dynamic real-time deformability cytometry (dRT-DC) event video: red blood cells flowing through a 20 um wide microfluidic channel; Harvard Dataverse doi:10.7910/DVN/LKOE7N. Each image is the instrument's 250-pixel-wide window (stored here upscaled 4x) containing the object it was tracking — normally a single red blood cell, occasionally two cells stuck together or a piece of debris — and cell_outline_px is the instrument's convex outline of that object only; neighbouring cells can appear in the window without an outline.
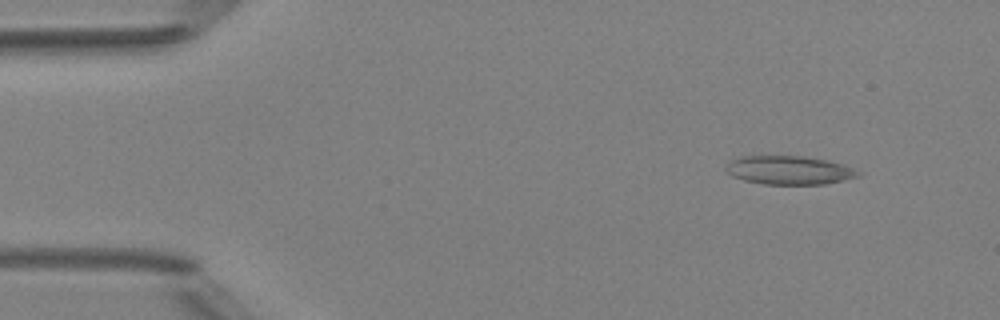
{"species": "Egyptian fruit bat (a non-hibernating species)", "species_latin": "Rousettus aegyptiacus", "temperature_condition": "room temperature", "stored_images_in_passage": 4, "camera_frame_rate_fps": 3000, "um_per_image_px": 0.085, "animal": {"sex": "female"}, "frame": {"image": 1, "passage_image": 2, "time_ms": 1.333, "image_size_px": [1000, 320], "cell_outline_px": [[860, 176], [844, 180], [824, 184], [764, 184], [744, 180], [732, 176], [724, 168], [728, 160], [740, 156], [804, 156], [828, 160], [852, 168], [860, 172]], "centroid_in_image_um": [67.03, 14.46], "position_along_channel_um": 18.0, "area_um2": 22.08}}